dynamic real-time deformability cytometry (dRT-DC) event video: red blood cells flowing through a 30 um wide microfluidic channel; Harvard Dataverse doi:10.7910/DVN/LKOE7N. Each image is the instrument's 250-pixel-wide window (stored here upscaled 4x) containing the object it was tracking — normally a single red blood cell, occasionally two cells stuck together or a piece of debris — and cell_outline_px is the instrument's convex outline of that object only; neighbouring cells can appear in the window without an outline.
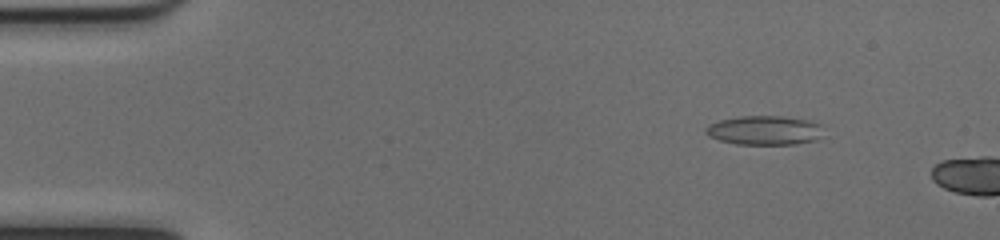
{"species": "common noctule bat (a hibernating species)", "species_latin": "Nyctalus noctula", "temperature_condition": "cold", "stored_images_in_passage": 11, "camera_frame_rate_fps": 3000, "um_per_image_px": 0.085, "animal": {"sex": "female", "body_mass_g": 17.0, "forearm_length_mm": 48.0}, "frame": {"image": 1, "passage_image": 7, "time_ms": 2.0, "image_size_px": [1000, 240], "cell_outline_px": [[820, 124], [816, 140], [796, 144], [736, 144], [720, 140], [708, 136], [704, 132], [704, 128], [708, 124], [720, 120], [740, 116], [784, 116], [812, 120]], "centroid_in_image_um": [64.91, 11.06], "position_along_channel_um": 20.1, "area_um2": 19.94}}